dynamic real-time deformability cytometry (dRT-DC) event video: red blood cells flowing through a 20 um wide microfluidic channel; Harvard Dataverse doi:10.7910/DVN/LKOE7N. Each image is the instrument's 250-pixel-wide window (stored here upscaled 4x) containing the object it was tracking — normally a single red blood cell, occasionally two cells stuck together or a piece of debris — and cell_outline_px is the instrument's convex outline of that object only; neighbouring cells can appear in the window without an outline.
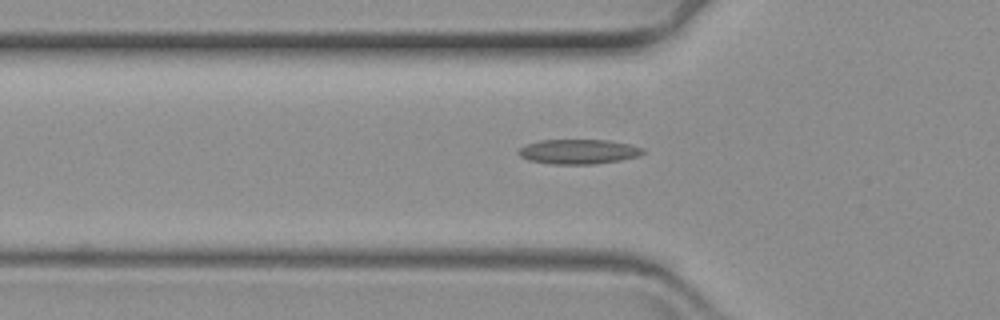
{"species": "common noctule bat (a hibernating species)", "species_latin": "Nyctalus noctula", "temperature_condition": "warm", "stored_images_in_passage": 56, "camera_frame_rate_fps": 3000, "um_per_image_px": 0.085, "animal": {"sex": "female", "body_mass_g": 19.3, "forearm_length_mm": 54.1}, "frame": {"image": 1, "passage_image": 21, "time_ms": 6.667, "image_size_px": [1000, 320], "cell_outline_px": [[644, 152], [640, 156], [620, 160], [592, 164], [552, 164], [528, 160], [520, 156], [516, 152], [524, 144], [540, 140], [608, 140], [628, 144], [644, 148]], "centroid_in_image_um": [49.14, 12.88], "position_along_channel_um": 76.7, "area_um2": 17.98}}
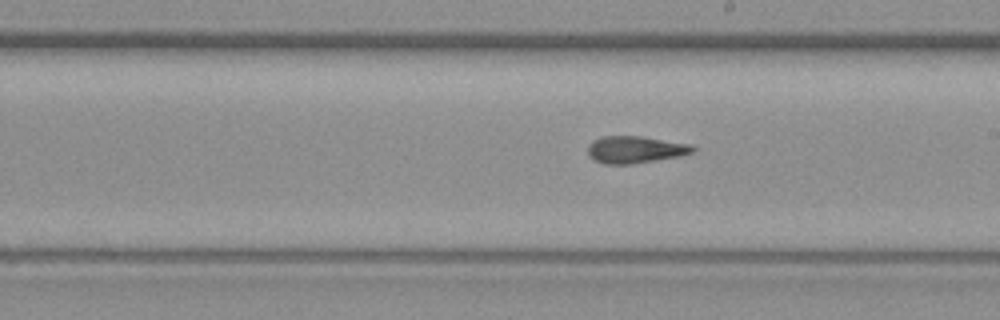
{"frame": {"image": 2, "passage_image": 35, "time_ms": 11.333, "image_size_px": [1000, 320], "cell_outline_px": [[696, 148], [692, 152], [680, 156], [632, 164], [604, 164], [588, 156], [588, 144], [592, 140], [604, 136], [640, 136], [692, 144]], "centroid_in_image_um": [53.98, 12.71], "position_along_channel_um": 235.0, "area_um2": 16.59}}
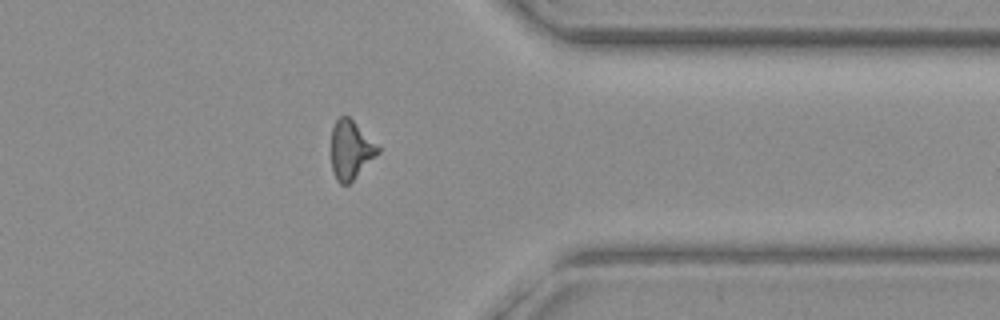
{"frame": {"image": 3, "passage_image": 49, "time_ms": 16.0, "image_size_px": [1000, 320], "cell_outline_px": [[380, 152], [348, 184], [340, 184], [336, 180], [332, 172], [332, 128], [336, 120], [340, 116], [348, 116], [380, 148]], "centroid_in_image_um": [29.79, 12.75], "position_along_channel_um": 381.6, "area_um2": 15.61}}